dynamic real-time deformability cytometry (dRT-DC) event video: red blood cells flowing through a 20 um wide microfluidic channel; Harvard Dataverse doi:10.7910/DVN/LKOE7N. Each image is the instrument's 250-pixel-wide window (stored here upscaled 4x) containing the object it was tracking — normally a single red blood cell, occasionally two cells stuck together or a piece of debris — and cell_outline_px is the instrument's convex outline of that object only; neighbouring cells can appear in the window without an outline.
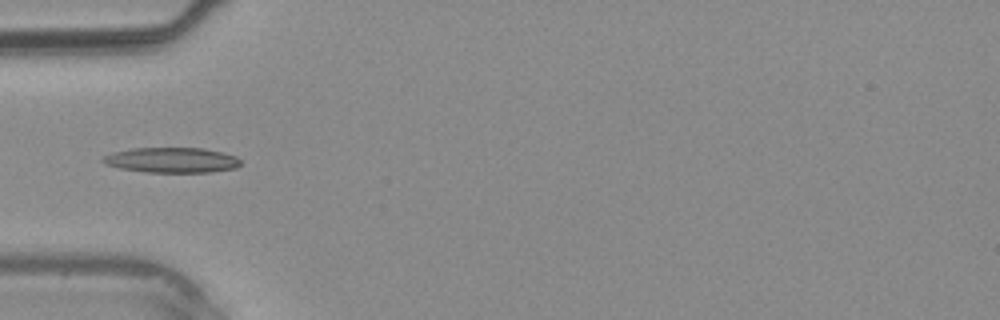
{"species": "common noctule bat (a hibernating species)", "species_latin": "Nyctalus noctula", "temperature_condition": "warm", "stored_images_in_passage": 3, "camera_frame_rate_fps": 3000, "um_per_image_px": 0.085, "animal": {"sex": "male", "body_mass_g": 20.4}, "frame": {"image": 1, "passage_image": 3, "time_ms": 2.667, "image_size_px": [1000, 320], "cell_outline_px": [[240, 164], [236, 168], [208, 172], [148, 172], [120, 168], [104, 164], [100, 160], [104, 156], [112, 152], [132, 148], [204, 148], [236, 156], [240, 160]], "centroid_in_image_um": [14.57, 13.6], "position_along_channel_um": 70.4, "area_um2": 20.17}}